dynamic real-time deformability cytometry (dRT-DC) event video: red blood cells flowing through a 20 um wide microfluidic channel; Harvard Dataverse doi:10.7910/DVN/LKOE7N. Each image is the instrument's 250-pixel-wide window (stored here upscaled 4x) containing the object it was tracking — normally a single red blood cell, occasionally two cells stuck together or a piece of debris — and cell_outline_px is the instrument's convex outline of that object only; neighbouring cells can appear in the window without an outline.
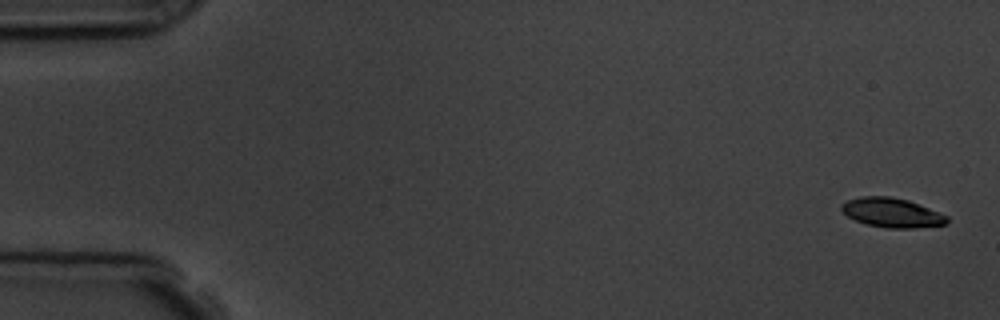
{"species": "common noctule bat (a hibernating species)", "species_latin": "Nyctalus noctula", "temperature_condition": "room temperature", "stored_images_in_passage": 5, "camera_frame_rate_fps": 3000, "um_per_image_px": 0.085, "animal": {"sex": "male", "body_mass_g": 19.5, "forearm_length_mm": 54.6}, "frame": {"image": 1, "passage_image": 1, "time_ms": 0.0, "image_size_px": [1000, 320], "cell_outline_px": [[948, 224], [916, 228], [888, 228], [868, 224], [856, 220], [848, 216], [840, 208], [840, 204], [848, 200], [860, 196], [892, 196], [908, 200], [948, 216]], "centroid_in_image_um": [75.81, 18.07], "position_along_channel_um": 9.2, "area_um2": 17.98}}
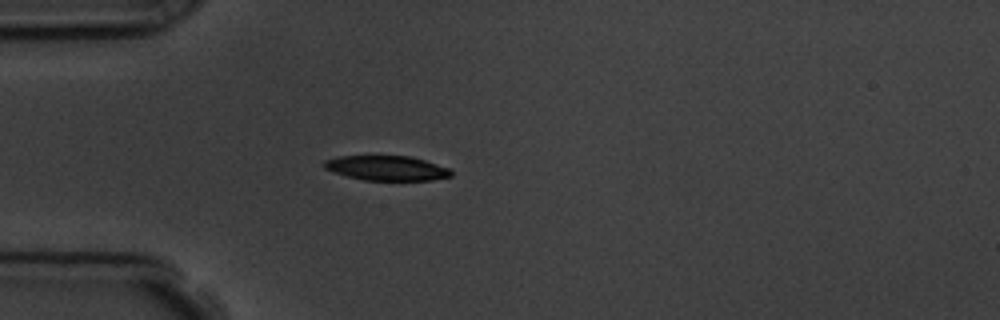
{"frame": {"image": 2, "passage_image": 5, "time_ms": 4.667, "image_size_px": [1000, 320], "cell_outline_px": [[452, 176], [432, 180], [364, 180], [348, 176], [324, 168], [320, 164], [324, 160], [340, 156], [408, 156], [424, 160], [452, 168]], "centroid_in_image_um": [32.89, 14.28], "position_along_channel_um": 52.1, "area_um2": 18.32}}